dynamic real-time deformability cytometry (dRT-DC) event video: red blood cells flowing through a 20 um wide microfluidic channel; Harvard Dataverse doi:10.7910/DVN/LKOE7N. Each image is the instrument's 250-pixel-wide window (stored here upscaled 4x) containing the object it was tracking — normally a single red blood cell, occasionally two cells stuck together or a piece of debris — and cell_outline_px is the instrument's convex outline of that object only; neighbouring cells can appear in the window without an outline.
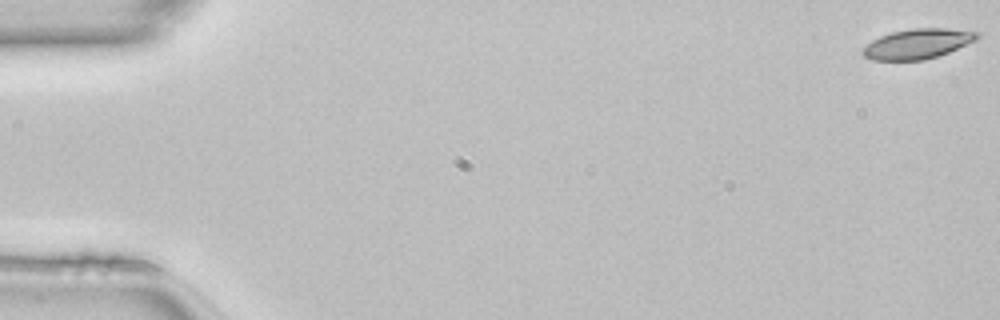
{"species": "common noctule bat (a hibernating species)", "species_latin": "Nyctalus noctula", "temperature_condition": "room temperature", "stored_images_in_passage": 50, "camera_frame_rate_fps": 3000, "um_per_image_px": 0.085, "animal": {"sex": "female", "body_mass_g": 22.7, "forearm_length_mm": 54.2}, "frame": {"image": 1, "passage_image": 1, "time_ms": 0.0, "image_size_px": [1000, 320], "cell_outline_px": [[980, 36], [976, 40], [948, 52], [924, 60], [872, 60], [864, 56], [860, 52], [872, 40], [880, 36], [892, 32], [912, 28], [948, 28], [980, 32]], "centroid_in_image_um": [78.0, 3.71], "position_along_channel_um": 7.0, "area_um2": 19.88}}
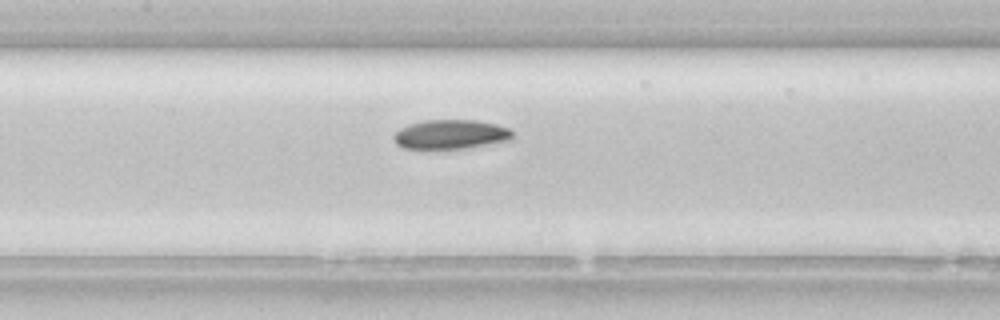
{"frame": {"image": 2, "passage_image": 24, "time_ms": 7.667, "image_size_px": [1000, 320], "cell_outline_px": [[512, 140], [468, 148], [404, 148], [396, 144], [392, 136], [400, 128], [408, 124], [424, 120], [476, 120], [496, 124], [508, 128], [512, 132]], "centroid_in_image_um": [38.31, 11.41], "position_along_channel_um": 169.1, "area_um2": 20.29}}
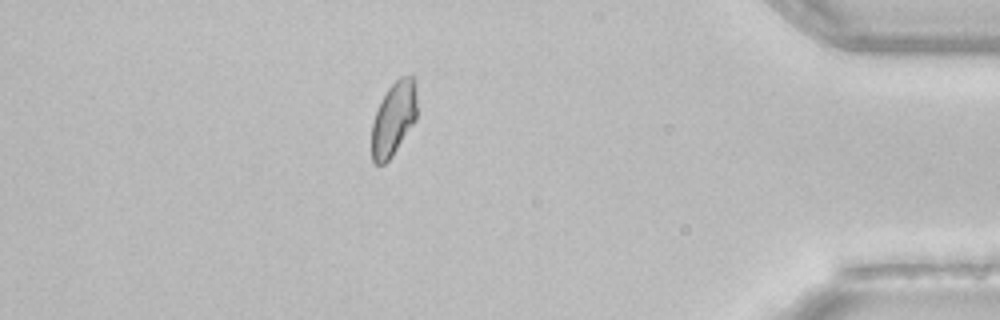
{"frame": {"image": 3, "passage_image": 44, "time_ms": 14.333, "image_size_px": [1000, 320], "cell_outline_px": [[416, 120], [392, 156], [384, 164], [376, 164], [372, 160], [372, 124], [376, 112], [388, 88], [400, 76], [412, 76], [416, 80]], "centroid_in_image_um": [33.47, 10.08], "position_along_channel_um": 401.7, "area_um2": 19.31}, "authors_computed_cell_mechanics": {"area_um2": 20.2878, "velocity_mm_per_s": 4.1332, "shape_relaxation_time_tau1_ms": 7.5118, "shape_relaxation_time_tau2_ms": 5.872, "deformation_change_tau1": 0.1428, "deformation_change_tau2": 0.0962}}